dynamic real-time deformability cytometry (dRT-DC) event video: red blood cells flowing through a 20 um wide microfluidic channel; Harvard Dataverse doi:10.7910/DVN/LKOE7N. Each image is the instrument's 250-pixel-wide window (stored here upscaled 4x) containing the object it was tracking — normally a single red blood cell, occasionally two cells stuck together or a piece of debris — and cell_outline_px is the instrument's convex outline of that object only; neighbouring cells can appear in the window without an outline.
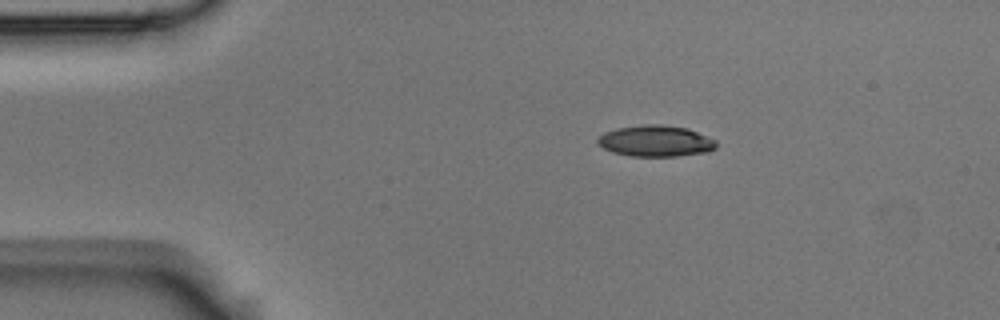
{"species": "Egyptian fruit bat (a non-hibernating species)", "species_latin": "Rousettus aegyptiacus", "temperature_condition": "room temperature", "stored_images_in_passage": 8, "camera_frame_rate_fps": 3000, "um_per_image_px": 0.085, "animal": {"sex": "male"}, "frame": {"image": 1, "passage_image": 1, "time_ms": 0.0, "image_size_px": [1000, 320], "cell_outline_px": [[716, 148], [708, 152], [676, 156], [632, 156], [612, 152], [596, 144], [596, 140], [604, 132], [616, 128], [644, 124], [660, 124], [688, 128], [716, 140]], "centroid_in_image_um": [55.72, 11.98], "position_along_channel_um": 29.3, "area_um2": 21.68}}
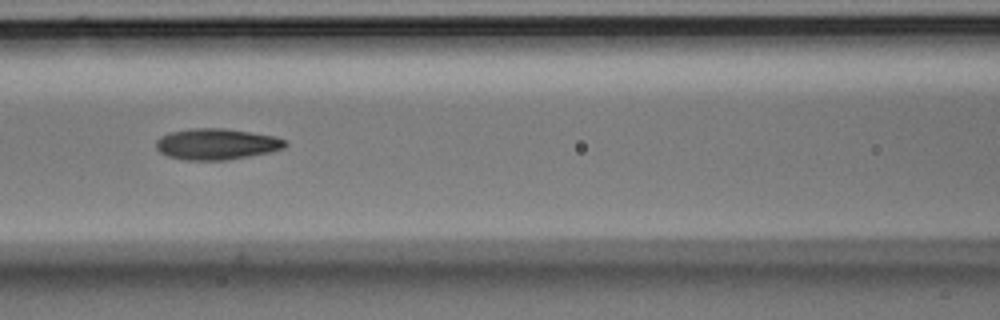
{"frame": {"image": 2, "passage_image": 5, "time_ms": 1.333, "image_size_px": [1000, 320], "cell_outline_px": [[288, 144], [284, 148], [268, 152], [228, 160], [184, 160], [168, 156], [160, 152], [156, 148], [156, 140], [160, 136], [168, 132], [188, 128], [224, 128], [276, 136], [284, 140]], "centroid_in_image_um": [18.37, 12.24], "position_along_channel_um": 148.2, "area_um2": 23.52}}
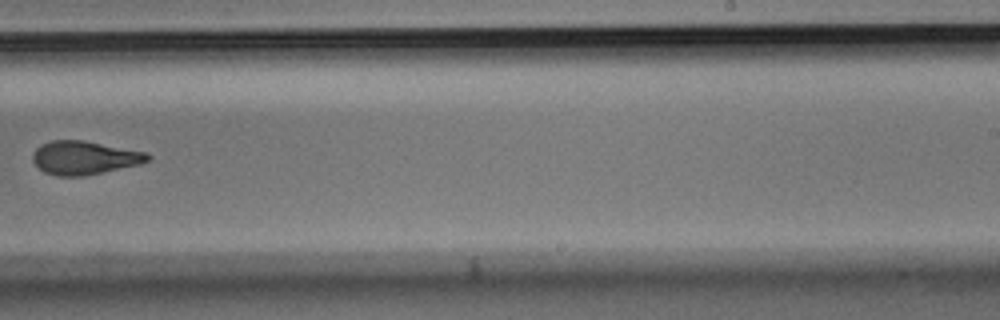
{"frame": {"image": 3, "passage_image": 8, "time_ms": 2.333, "image_size_px": [1000, 320], "cell_outline_px": [[152, 156], [148, 160], [140, 164], [84, 176], [56, 176], [44, 172], [32, 160], [32, 156], [36, 148], [40, 144], [52, 140], [84, 140], [148, 152]], "centroid_in_image_um": [7.18, 13.4], "position_along_channel_um": 281.8, "area_um2": 22.54}}